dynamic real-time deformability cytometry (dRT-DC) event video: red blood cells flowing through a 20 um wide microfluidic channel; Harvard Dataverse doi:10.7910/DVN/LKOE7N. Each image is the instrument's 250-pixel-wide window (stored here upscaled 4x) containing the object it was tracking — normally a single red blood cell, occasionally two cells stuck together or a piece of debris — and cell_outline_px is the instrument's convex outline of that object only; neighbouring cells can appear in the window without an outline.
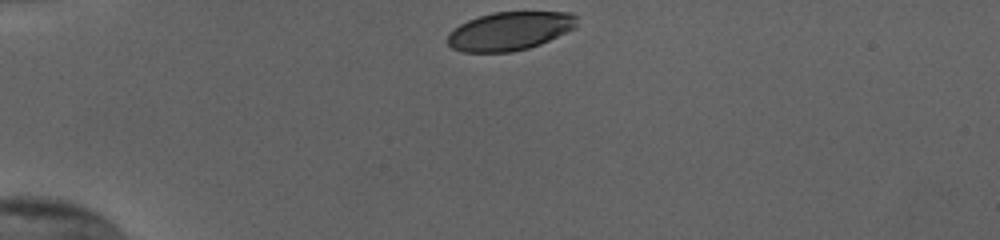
{"species": "human", "species_latin": "Homo sapiens", "temperature_condition": "cold", "stored_images_in_passage": 32, "camera_frame_rate_fps": 3000, "um_per_image_px": 0.085, "donor": {"sex": "female"}, "frame": {"image": 1, "passage_image": 1, "time_ms": 0.0, "image_size_px": [1000, 240], "cell_outline_px": [[580, 16], [576, 28], [540, 44], [528, 48], [512, 52], [460, 52], [452, 48], [448, 44], [448, 32], [460, 24], [468, 20], [492, 12], [568, 12]], "centroid_in_image_um": [43.35, 2.64], "position_along_channel_um": 41.7, "area_um2": 29.25}}
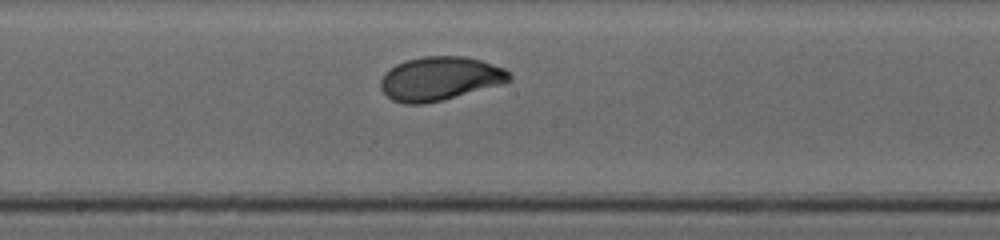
{"frame": {"image": 2, "passage_image": 18, "time_ms": 5.667, "image_size_px": [1000, 240], "cell_outline_px": [[512, 80], [508, 84], [424, 104], [404, 104], [392, 100], [380, 88], [380, 80], [384, 72], [396, 64], [408, 60], [424, 56], [464, 56], [480, 60], [504, 68], [512, 76]], "centroid_in_image_um": [37.42, 6.69], "position_along_channel_um": 210.8, "area_um2": 33.12}}
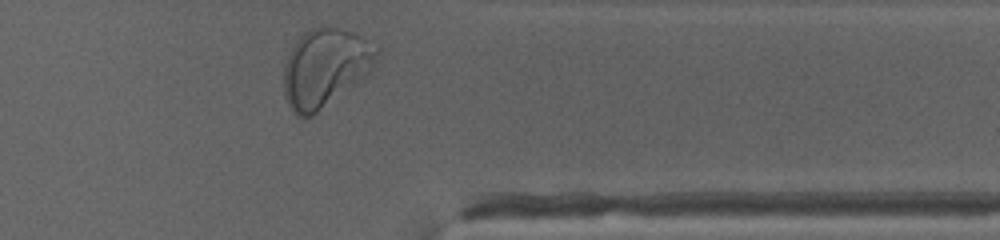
{"frame": {"image": 3, "passage_image": 32, "time_ms": 10.333, "image_size_px": [1000, 240], "cell_outline_px": [[380, 52], [372, 68], [360, 80], [312, 116], [296, 116], [288, 104], [284, 96], [284, 64], [288, 52], [296, 40], [308, 28], [320, 24], [328, 24], [352, 32], [368, 40], [380, 48]], "centroid_in_image_um": [27.62, 5.69], "position_along_channel_um": 383.8, "area_um2": 42.77}, "authors_computed_cell_mechanics": {"area_um2": 32.1946, "velocity_mm_per_s": 3.7973, "shape_relaxation_time_tau1_ms": 2.0761, "shape_relaxation_time_tau2_ms": null, "deformation_change_tau1": 0.1513, "deformation_change_tau2": null}}